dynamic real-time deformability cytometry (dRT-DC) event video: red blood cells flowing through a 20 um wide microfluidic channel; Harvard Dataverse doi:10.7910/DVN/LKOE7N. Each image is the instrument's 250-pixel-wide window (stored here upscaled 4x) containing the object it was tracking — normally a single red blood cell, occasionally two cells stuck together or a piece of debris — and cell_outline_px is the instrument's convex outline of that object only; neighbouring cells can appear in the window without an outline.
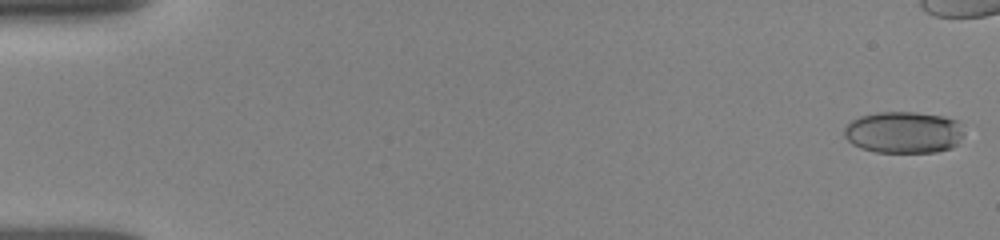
{"species": "human", "species_latin": "Homo sapiens", "temperature_condition": "room temperature", "stored_images_in_passage": 64, "camera_frame_rate_fps": 3000, "um_per_image_px": 0.085, "donor": {"sex": "female"}, "frame": {"image": 1, "passage_image": 1, "time_ms": 0.0, "image_size_px": [1000, 240], "cell_outline_px": [[960, 136], [956, 144], [952, 148], [936, 152], [876, 152], [860, 148], [852, 144], [844, 136], [844, 128], [852, 120], [860, 116], [876, 112], [916, 112], [944, 116], [956, 120], [960, 132]], "centroid_in_image_um": [76.74, 11.25], "position_along_channel_um": 8.3, "area_um2": 28.9}}
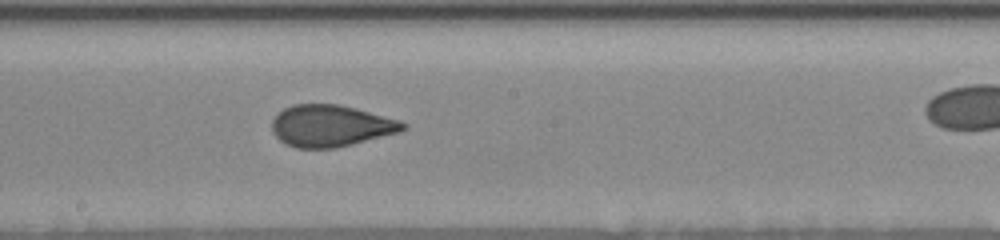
{"frame": {"image": 2, "passage_image": 44, "time_ms": 9.333, "image_size_px": [1000, 240], "cell_outline_px": [[408, 128], [400, 132], [336, 148], [296, 148], [284, 144], [272, 132], [272, 120], [284, 108], [292, 104], [340, 104], [356, 108], [400, 120], [408, 124]], "centroid_in_image_um": [28.13, 10.69], "position_along_channel_um": 220.1, "area_um2": 32.02}}
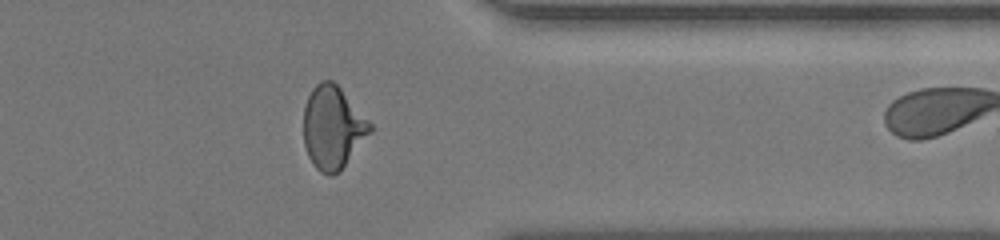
{"frame": {"image": 3, "passage_image": 63, "time_ms": 13.667, "image_size_px": [1000, 240], "cell_outline_px": [[376, 128], [340, 172], [332, 176], [328, 176], [320, 172], [312, 164], [308, 156], [304, 144], [304, 104], [312, 88], [320, 80], [332, 80], [340, 88]], "centroid_in_image_um": [28.3, 10.87], "position_along_channel_um": 383.1, "area_um2": 32.6}}